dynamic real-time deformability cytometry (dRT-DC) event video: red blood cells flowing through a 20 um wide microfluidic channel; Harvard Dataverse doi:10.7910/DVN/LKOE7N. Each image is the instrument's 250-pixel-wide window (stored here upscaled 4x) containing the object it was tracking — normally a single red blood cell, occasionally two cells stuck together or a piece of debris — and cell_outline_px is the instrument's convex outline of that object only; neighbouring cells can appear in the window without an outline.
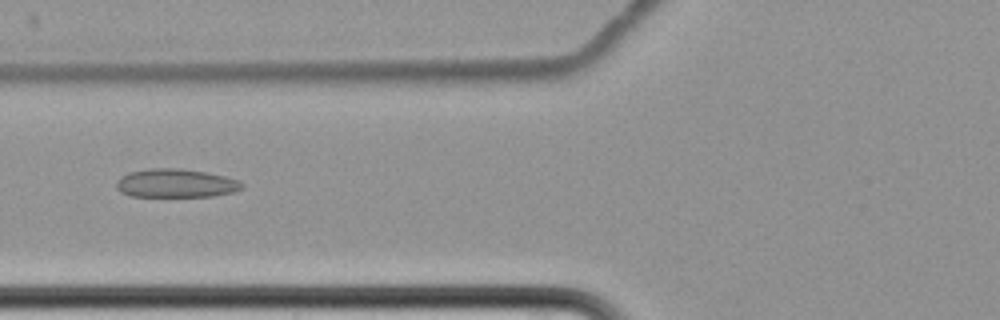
{"species": "common noctule bat (a hibernating species)", "species_latin": "Nyctalus noctula", "temperature_condition": "cold", "stored_images_in_passage": 8, "camera_frame_rate_fps": 3000, "um_per_image_px": 0.085, "animal": {"sex": "female", "body_mass_g": 22.7, "forearm_length_mm": 54.2}, "frame": {"image": 1, "passage_image": 7, "time_ms": 7.333, "image_size_px": [1000, 320], "cell_outline_px": [[244, 188], [236, 192], [212, 196], [132, 196], [120, 192], [116, 188], [116, 180], [120, 176], [128, 172], [148, 168], [180, 168], [204, 172], [224, 176], [240, 180], [244, 184]], "centroid_in_image_um": [14.95, 15.57], "position_along_channel_um": 110.9, "area_um2": 21.15}}
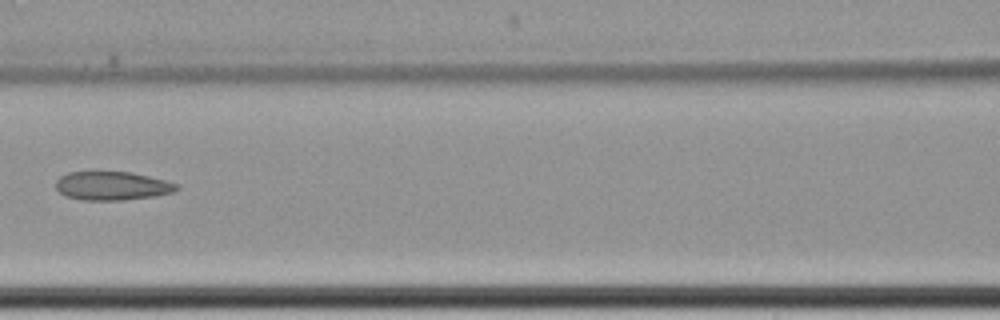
{"frame": {"image": 2, "passage_image": 8, "time_ms": 8.667, "image_size_px": [1000, 320], "cell_outline_px": [[180, 188], [172, 192], [156, 196], [124, 200], [80, 200], [64, 196], [56, 188], [56, 180], [60, 176], [68, 172], [132, 172], [164, 180], [176, 184]], "centroid_in_image_um": [9.5, 15.8], "position_along_channel_um": 157.1, "area_um2": 20.17}}